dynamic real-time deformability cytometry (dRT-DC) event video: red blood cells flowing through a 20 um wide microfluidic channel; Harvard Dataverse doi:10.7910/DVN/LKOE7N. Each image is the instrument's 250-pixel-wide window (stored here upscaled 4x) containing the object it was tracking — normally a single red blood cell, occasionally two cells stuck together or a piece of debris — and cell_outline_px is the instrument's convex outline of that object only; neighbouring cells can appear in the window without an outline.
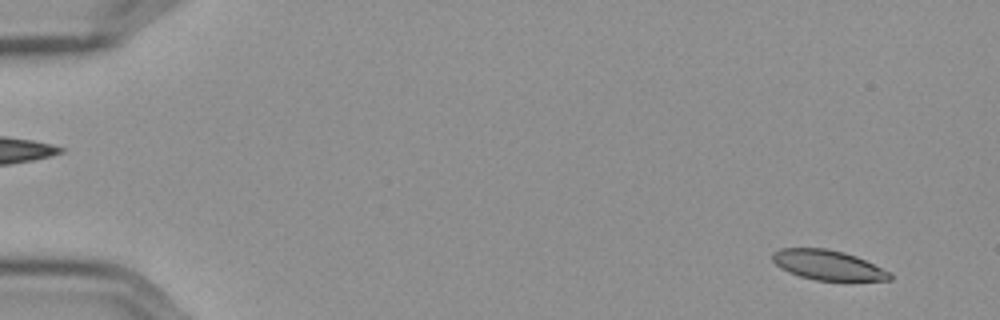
{"species": "Egyptian fruit bat (a non-hibernating species)", "species_latin": "Rousettus aegyptiacus", "temperature_condition": "cold", "stored_images_in_passage": 17, "camera_frame_rate_fps": 3000, "um_per_image_px": 0.085, "frame": {"image": 1, "passage_image": 4, "time_ms": 1.0, "image_size_px": [1000, 320], "cell_outline_px": [[892, 280], [816, 280], [800, 276], [788, 272], [780, 268], [772, 260], [772, 252], [780, 248], [824, 248], [844, 252], [856, 256], [892, 272]], "centroid_in_image_um": [70.36, 22.52], "position_along_channel_um": 14.6, "area_um2": 20.4}}
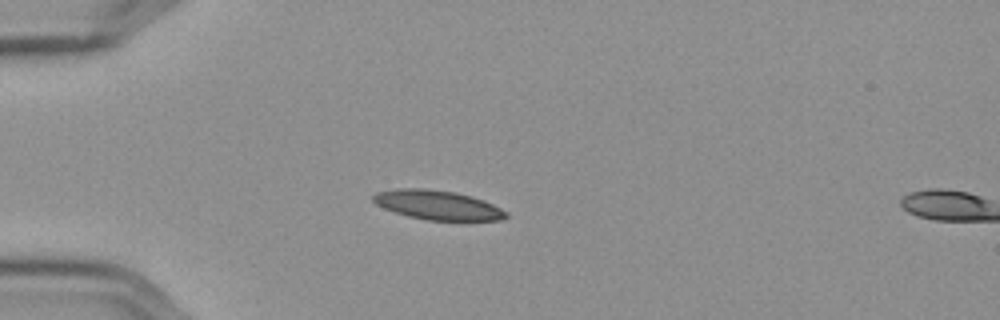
{"frame": {"image": 2, "passage_image": 16, "time_ms": 5.0, "image_size_px": [1000, 320], "cell_outline_px": [[508, 216], [500, 220], [428, 220], [408, 216], [384, 208], [376, 204], [372, 200], [372, 196], [376, 192], [400, 188], [424, 188], [452, 192], [472, 196], [484, 200], [508, 212]], "centroid_in_image_um": [37.19, 17.42], "position_along_channel_um": 47.8, "area_um2": 22.54}}